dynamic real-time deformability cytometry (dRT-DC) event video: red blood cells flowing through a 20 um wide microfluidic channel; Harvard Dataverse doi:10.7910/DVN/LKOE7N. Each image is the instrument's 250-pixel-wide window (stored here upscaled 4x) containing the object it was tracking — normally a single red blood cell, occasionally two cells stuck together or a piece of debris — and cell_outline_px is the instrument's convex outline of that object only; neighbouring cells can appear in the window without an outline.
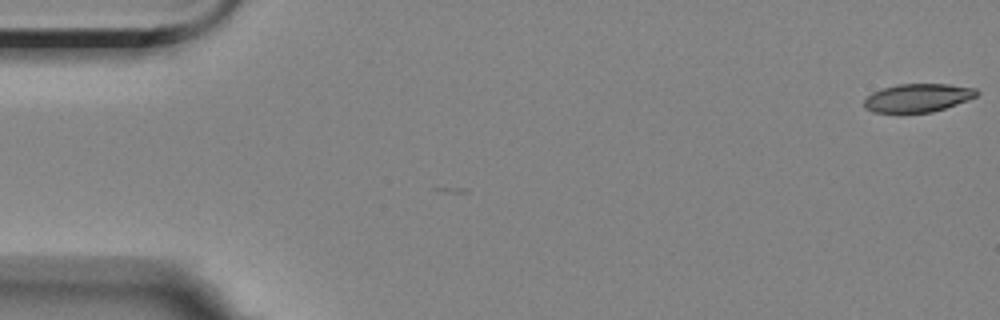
{"species": "Egyptian fruit bat (a non-hibernating species)", "species_latin": "Rousettus aegyptiacus", "temperature_condition": "room temperature", "stored_images_in_passage": 3, "camera_frame_rate_fps": 3000, "um_per_image_px": 0.085, "animal": {"sex": "female"}, "frame": {"image": 1, "passage_image": 1, "time_ms": 0.0, "image_size_px": [1000, 320], "cell_outline_px": [[980, 92], [976, 96], [956, 104], [932, 112], [872, 112], [864, 108], [864, 100], [872, 92], [884, 88], [900, 84], [948, 84], [976, 88]], "centroid_in_image_um": [78.01, 8.31], "position_along_channel_um": 7.0, "area_um2": 18.38}}